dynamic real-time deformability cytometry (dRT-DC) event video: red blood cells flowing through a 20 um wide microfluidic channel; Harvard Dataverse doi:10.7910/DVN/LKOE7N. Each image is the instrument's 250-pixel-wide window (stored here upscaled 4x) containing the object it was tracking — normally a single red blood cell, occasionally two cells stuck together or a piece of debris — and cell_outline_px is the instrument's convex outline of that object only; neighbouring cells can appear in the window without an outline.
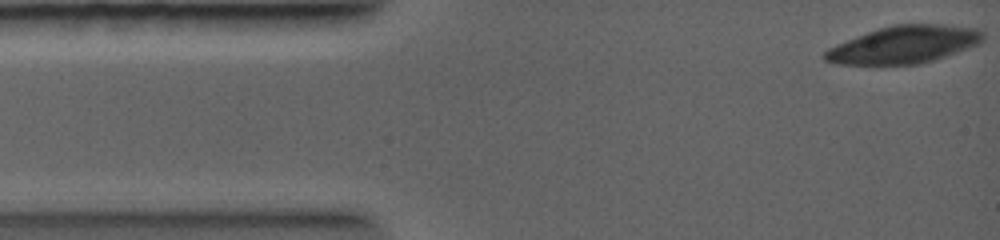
{"species": "common noctule bat (a hibernating species)", "species_latin": "Nyctalus noctula", "temperature_condition": "warm", "stored_images_in_passage": 1, "camera_frame_rate_fps": 5000, "um_per_image_px": 0.085, "animal": {"sex": "female", "body_mass_g": 19.0, "forearm_length_mm": 56.7}, "frame": {"image": 1, "passage_image": 1, "time_ms": 0.0, "image_size_px": [1000, 240], "cell_outline_px": [[984, 40], [980, 44], [920, 64], [836, 64], [824, 60], [824, 52], [828, 48], [836, 44], [856, 36], [880, 28], [896, 24], [944, 24], [976, 28], [984, 32]], "centroid_in_image_um": [76.86, 3.78], "position_along_channel_um": 8.1, "area_um2": 34.33}}